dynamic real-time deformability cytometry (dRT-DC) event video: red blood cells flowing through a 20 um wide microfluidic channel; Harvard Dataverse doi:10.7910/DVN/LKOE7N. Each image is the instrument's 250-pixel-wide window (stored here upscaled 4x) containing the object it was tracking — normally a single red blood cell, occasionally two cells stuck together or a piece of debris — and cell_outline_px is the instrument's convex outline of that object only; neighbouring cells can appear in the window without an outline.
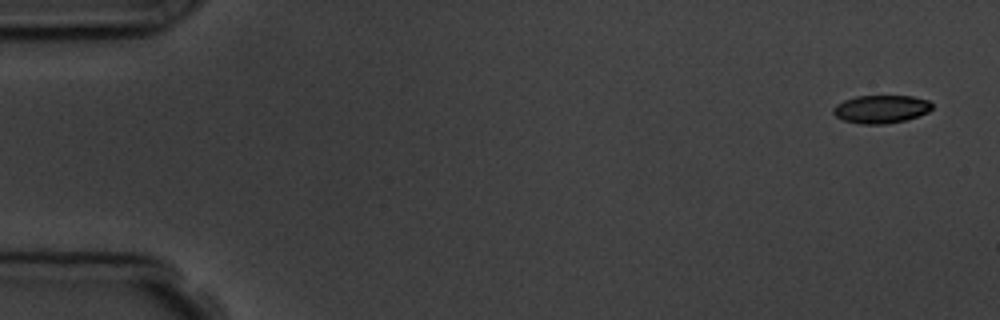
{"species": "common noctule bat (a hibernating species)", "species_latin": "Nyctalus noctula", "temperature_condition": "room temperature", "stored_images_in_passage": 6, "segment_of_instrument_passage": [1, 2], "camera_frame_rate_fps": 3000, "um_per_image_px": 0.085, "animal": {"sex": "male", "body_mass_g": 19.5, "forearm_length_mm": 54.6}, "frame": {"image": 1, "passage_image": 1, "time_ms": 0.0, "image_size_px": [1000, 320], "cell_outline_px": [[932, 108], [928, 112], [904, 120], [884, 124], [860, 124], [844, 120], [836, 116], [832, 112], [832, 108], [836, 104], [844, 100], [856, 96], [912, 96], [928, 100], [932, 104]], "centroid_in_image_um": [74.86, 9.27], "position_along_channel_um": 10.1, "area_um2": 16.07}}